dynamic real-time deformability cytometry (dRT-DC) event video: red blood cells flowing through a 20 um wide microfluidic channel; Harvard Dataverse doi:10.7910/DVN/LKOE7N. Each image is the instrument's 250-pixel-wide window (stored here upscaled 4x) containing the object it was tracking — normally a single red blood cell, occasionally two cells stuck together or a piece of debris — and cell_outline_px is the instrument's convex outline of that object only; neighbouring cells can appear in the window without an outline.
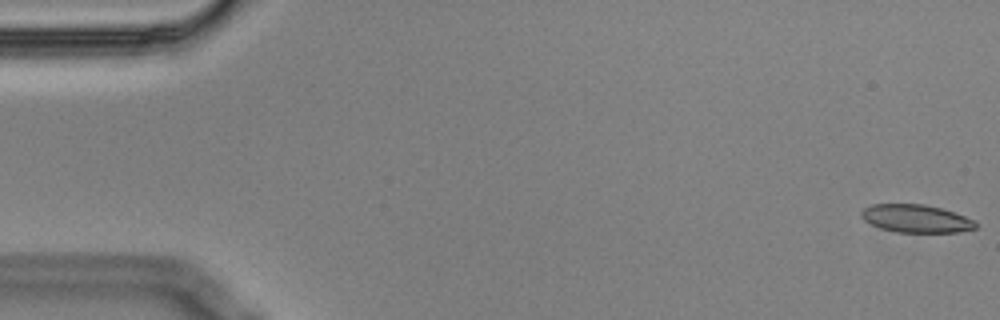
{"species": "Egyptian fruit bat (a non-hibernating species)", "species_latin": "Rousettus aegyptiacus", "temperature_condition": "cold", "stored_images_in_passage": 6, "camera_frame_rate_fps": 3000, "um_per_image_px": 0.085, "animal": {"sex": "male"}, "frame": {"image": 1, "passage_image": 6, "time_ms": 1.667, "image_size_px": [1000, 320], "cell_outline_px": [[976, 228], [960, 232], [896, 232], [880, 228], [864, 220], [860, 216], [860, 212], [864, 208], [872, 204], [924, 204], [940, 208], [976, 220]], "centroid_in_image_um": [77.85, 18.58], "position_along_channel_um": 7.2, "area_um2": 18.55}}